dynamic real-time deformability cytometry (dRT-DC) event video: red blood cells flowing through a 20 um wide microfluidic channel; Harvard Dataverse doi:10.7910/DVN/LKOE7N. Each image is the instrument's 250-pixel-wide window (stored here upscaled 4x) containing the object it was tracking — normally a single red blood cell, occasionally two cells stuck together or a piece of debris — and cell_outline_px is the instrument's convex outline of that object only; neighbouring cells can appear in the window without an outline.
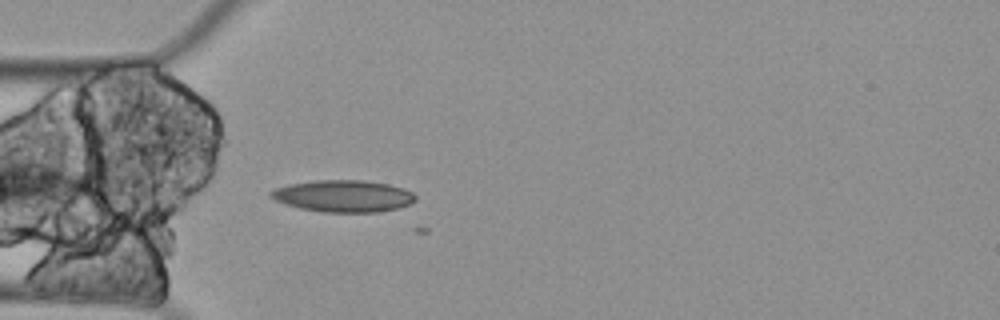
{"species": "Egyptian fruit bat (a non-hibernating species)", "species_latin": "Rousettus aegyptiacus", "temperature_condition": "cold", "stored_images_in_passage": 5, "camera_frame_rate_fps": 3000, "um_per_image_px": 0.085, "animal": {"sex": "female"}, "frame": {"image": 1, "passage_image": 5, "time_ms": 1.333, "image_size_px": [1000, 320], "cell_outline_px": [[416, 200], [408, 204], [396, 208], [376, 212], [324, 212], [300, 208], [276, 200], [268, 196], [268, 192], [276, 188], [288, 184], [316, 180], [364, 180], [388, 184], [404, 188], [412, 192], [416, 196]], "centroid_in_image_um": [29.17, 16.65], "position_along_channel_um": 55.8, "area_um2": 26.76}}